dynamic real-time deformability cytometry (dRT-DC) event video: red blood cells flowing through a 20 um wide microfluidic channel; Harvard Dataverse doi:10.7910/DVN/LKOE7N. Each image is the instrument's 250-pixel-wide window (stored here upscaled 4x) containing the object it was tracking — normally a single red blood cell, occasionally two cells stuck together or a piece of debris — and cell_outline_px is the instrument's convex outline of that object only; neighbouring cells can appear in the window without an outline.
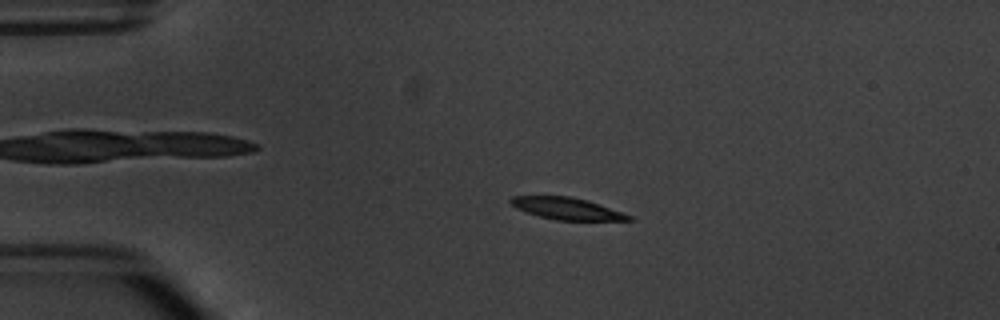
{"species": "common noctule bat (a hibernating species)", "species_latin": "Nyctalus noctula", "temperature_condition": "warm", "stored_images_in_passage": 4, "camera_frame_rate_fps": 3000, "um_per_image_px": 0.085, "animal": {"sex": "male", "body_mass_g": 20.1, "forearm_length_mm": 53.5}, "frame": {"image": 1, "passage_image": 3, "time_ms": 2.333, "image_size_px": [1000, 320], "cell_outline_px": [[636, 220], [556, 220], [540, 216], [516, 208], [508, 200], [512, 196], [568, 196], [588, 200], [632, 216]], "centroid_in_image_um": [48.18, 17.72], "position_along_channel_um": 36.8, "area_um2": 14.85}}